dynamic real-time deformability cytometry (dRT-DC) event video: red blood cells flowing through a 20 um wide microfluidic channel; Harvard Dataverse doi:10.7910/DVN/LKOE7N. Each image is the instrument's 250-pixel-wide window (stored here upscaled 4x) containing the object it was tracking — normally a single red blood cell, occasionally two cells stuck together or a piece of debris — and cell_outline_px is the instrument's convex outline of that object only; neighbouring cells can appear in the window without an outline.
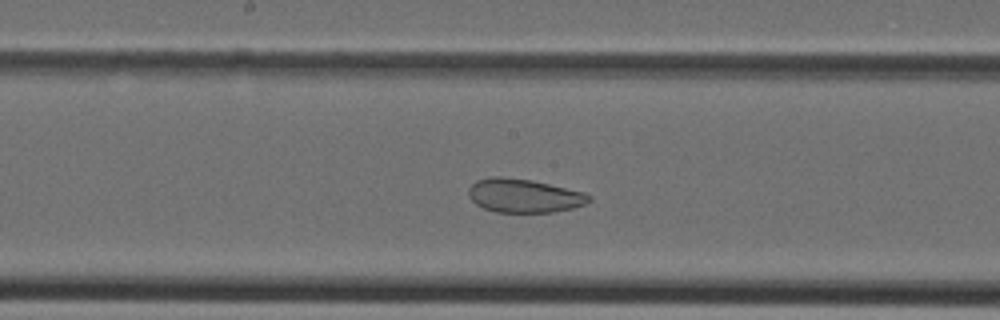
{"species": "Egyptian fruit bat (a non-hibernating species)", "species_latin": "Rousettus aegyptiacus", "temperature_condition": "cold", "stored_images_in_passage": 36, "segment_of_instrument_passage": [1, 2], "camera_frame_rate_fps": 3000, "um_per_image_px": 0.085, "animal": {"sex": "female"}, "frame": {"image": 1, "passage_image": 16, "time_ms": 5.0, "image_size_px": [1000, 320], "cell_outline_px": [[592, 200], [584, 204], [572, 208], [552, 212], [496, 212], [484, 208], [476, 204], [468, 196], [468, 188], [476, 180], [492, 176], [500, 176], [532, 180], [584, 192], [592, 196]], "centroid_in_image_um": [44.52, 16.62], "position_along_channel_um": 203.7, "area_um2": 23.7}}
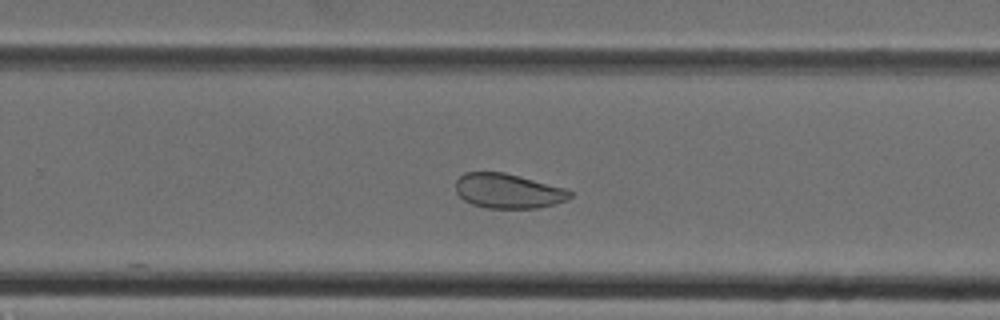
{"frame": {"image": 2, "passage_image": 21, "time_ms": 6.667, "image_size_px": [1000, 320], "cell_outline_px": [[572, 196], [568, 200], [556, 204], [540, 208], [484, 208], [472, 204], [464, 200], [456, 192], [456, 180], [464, 172], [504, 172], [564, 188], [572, 192]], "centroid_in_image_um": [43.19, 16.24], "position_along_channel_um": 286.6, "area_um2": 23.18}}
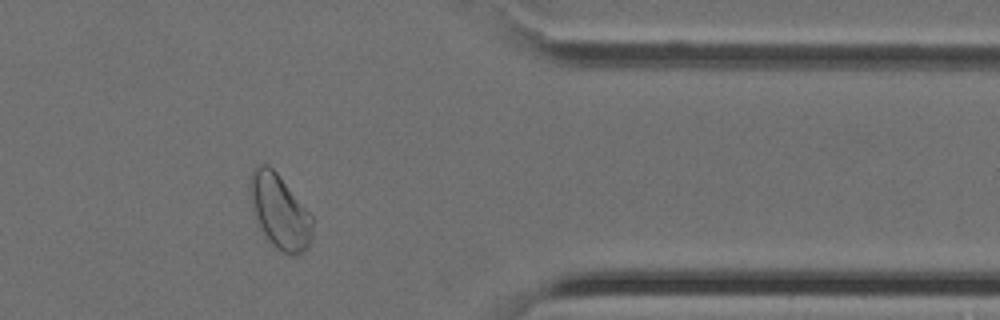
{"frame": {"image": 3, "passage_image": 28, "time_ms": 9.0, "image_size_px": [1000, 320], "cell_outline_px": [[312, 236], [308, 248], [292, 256], [288, 256], [276, 248], [264, 236], [256, 220], [252, 208], [252, 172], [260, 164], [268, 164], [276, 172], [312, 216]], "centroid_in_image_um": [23.8, 18.05], "position_along_channel_um": 387.6, "area_um2": 26.36}}